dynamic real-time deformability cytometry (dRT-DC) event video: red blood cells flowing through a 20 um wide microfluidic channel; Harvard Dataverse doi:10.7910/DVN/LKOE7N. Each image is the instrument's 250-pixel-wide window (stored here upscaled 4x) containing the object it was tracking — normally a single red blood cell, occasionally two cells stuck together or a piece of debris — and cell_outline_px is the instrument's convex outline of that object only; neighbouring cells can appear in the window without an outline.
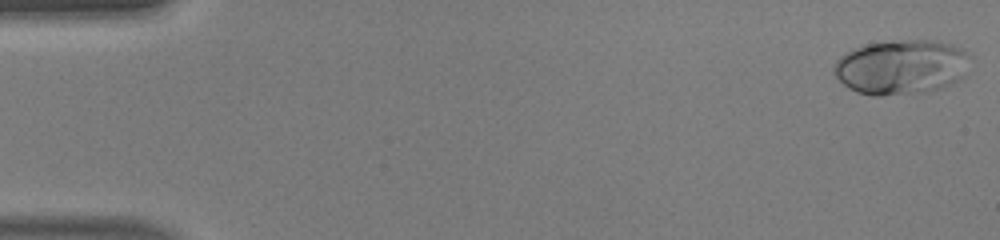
{"species": "human", "species_latin": "Homo sapiens", "temperature_condition": "warm", "stored_images_in_passage": 49, "camera_frame_rate_fps": 3000, "um_per_image_px": 0.085, "donor": {"sex": "male"}, "frame": {"image": 1, "passage_image": 1, "time_ms": 0.0, "image_size_px": [1000, 240], "cell_outline_px": [[964, 76], [940, 88], [928, 92], [880, 96], [872, 96], [856, 92], [848, 88], [832, 72], [832, 68], [836, 60], [840, 56], [852, 48], [868, 44], [904, 40], [932, 40], [952, 44], [964, 48]], "centroid_in_image_um": [76.51, 5.71], "position_along_channel_um": 8.5, "area_um2": 43.06}}
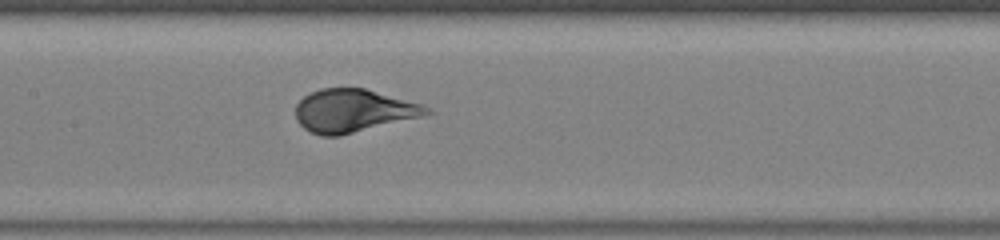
{"frame": {"image": 2, "passage_image": 24, "time_ms": 7.667, "image_size_px": [1000, 240], "cell_outline_px": [[436, 112], [340, 136], [320, 136], [304, 128], [296, 120], [296, 104], [304, 96], [320, 88], [364, 88], [420, 104]], "centroid_in_image_um": [29.98, 9.41], "position_along_channel_um": 177.4, "area_um2": 32.37}}
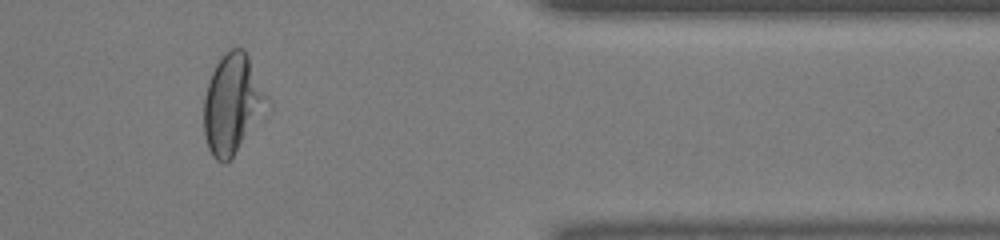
{"frame": {"image": 3, "passage_image": 41, "time_ms": 13.333, "image_size_px": [1000, 240], "cell_outline_px": [[272, 104], [232, 156], [224, 164], [216, 160], [212, 156], [208, 148], [204, 136], [204, 96], [208, 80], [220, 56], [228, 48], [244, 48]], "centroid_in_image_um": [19.76, 8.81], "position_along_channel_um": 391.6, "area_um2": 36.88}, "authors_computed_cell_mechanics": {"area_um2": 36.0094, "velocity_mm_per_s": 4.1841, "shape_relaxation_time_tau1_ms": 2.7156, "shape_relaxation_time_tau2_ms": null, "deformation_change_tau1": 0.1972, "deformation_change_tau2": null}}